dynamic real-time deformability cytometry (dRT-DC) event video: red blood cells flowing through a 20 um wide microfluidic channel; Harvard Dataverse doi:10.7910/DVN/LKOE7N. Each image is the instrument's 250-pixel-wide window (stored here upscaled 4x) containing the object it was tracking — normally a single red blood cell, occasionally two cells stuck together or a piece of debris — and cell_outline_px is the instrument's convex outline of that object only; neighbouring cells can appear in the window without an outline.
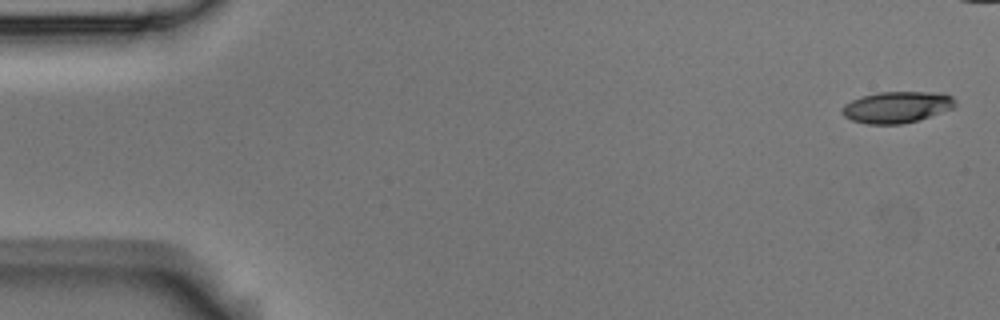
{"species": "Egyptian fruit bat (a non-hibernating species)", "species_latin": "Rousettus aegyptiacus", "temperature_condition": "room temperature", "stored_images_in_passage": 3, "camera_frame_rate_fps": 3000, "um_per_image_px": 0.085, "animal": {"sex": "male"}, "frame": {"image": 1, "passage_image": 1, "time_ms": 0.0, "image_size_px": [1000, 320], "cell_outline_px": [[956, 104], [952, 108], [920, 120], [904, 124], [868, 124], [852, 120], [844, 116], [840, 112], [840, 108], [844, 104], [860, 96], [876, 92], [924, 92], [952, 96], [956, 100]], "centroid_in_image_um": [76.17, 9.11], "position_along_channel_um": 8.8, "area_um2": 20.75}}